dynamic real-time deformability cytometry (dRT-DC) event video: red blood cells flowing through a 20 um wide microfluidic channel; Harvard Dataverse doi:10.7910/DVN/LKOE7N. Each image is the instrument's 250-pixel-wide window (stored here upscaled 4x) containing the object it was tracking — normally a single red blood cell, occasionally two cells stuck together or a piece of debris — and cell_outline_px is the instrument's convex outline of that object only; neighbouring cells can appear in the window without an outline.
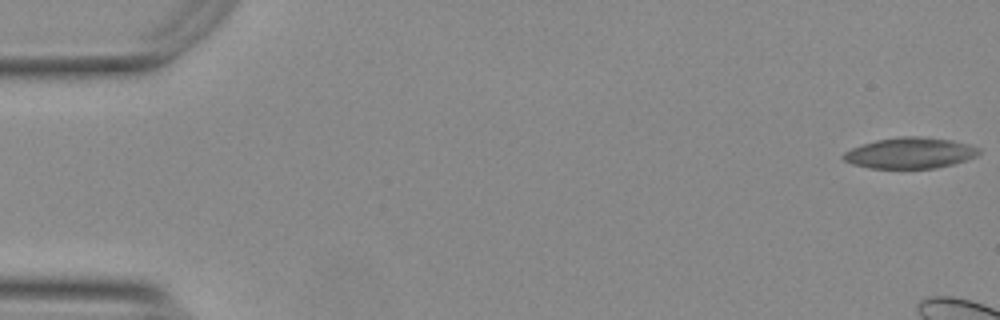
{"species": "Egyptian fruit bat (a non-hibernating species)", "species_latin": "Rousettus aegyptiacus", "temperature_condition": "warm", "stored_images_in_passage": 8, "camera_frame_rate_fps": 3000, "um_per_image_px": 0.085, "animal": {"sex": "female"}, "frame": {"image": 1, "passage_image": 1, "time_ms": 0.0, "image_size_px": [1000, 320], "cell_outline_px": [[980, 152], [976, 156], [952, 164], [936, 168], [868, 168], [852, 164], [844, 160], [840, 156], [844, 152], [852, 148], [876, 140], [900, 136], [924, 136], [952, 140], [968, 144], [980, 148]], "centroid_in_image_um": [77.34, 13.0], "position_along_channel_um": 7.7, "area_um2": 24.45}}